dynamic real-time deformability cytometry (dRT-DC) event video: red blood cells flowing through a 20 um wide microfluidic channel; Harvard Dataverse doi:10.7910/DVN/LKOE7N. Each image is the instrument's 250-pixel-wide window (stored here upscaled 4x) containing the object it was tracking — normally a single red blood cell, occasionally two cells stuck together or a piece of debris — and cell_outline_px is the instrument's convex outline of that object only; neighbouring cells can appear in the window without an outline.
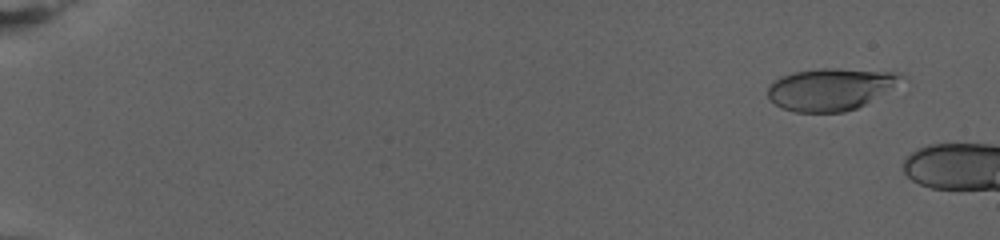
{"species": "human", "species_latin": "Homo sapiens", "temperature_condition": "warm", "stored_images_in_passage": 21, "camera_frame_rate_fps": 3000, "um_per_image_px": 0.085, "donor": {"sex": "female"}, "frame": {"image": 1, "passage_image": 6, "time_ms": 1.667, "image_size_px": [1000, 240], "cell_outline_px": [[900, 76], [892, 88], [864, 104], [856, 108], [844, 112], [796, 112], [780, 108], [768, 96], [768, 88], [780, 76], [792, 72], [820, 68], [836, 68], [900, 72]], "centroid_in_image_um": [70.54, 7.57], "position_along_channel_um": 14.5, "area_um2": 32.31}}